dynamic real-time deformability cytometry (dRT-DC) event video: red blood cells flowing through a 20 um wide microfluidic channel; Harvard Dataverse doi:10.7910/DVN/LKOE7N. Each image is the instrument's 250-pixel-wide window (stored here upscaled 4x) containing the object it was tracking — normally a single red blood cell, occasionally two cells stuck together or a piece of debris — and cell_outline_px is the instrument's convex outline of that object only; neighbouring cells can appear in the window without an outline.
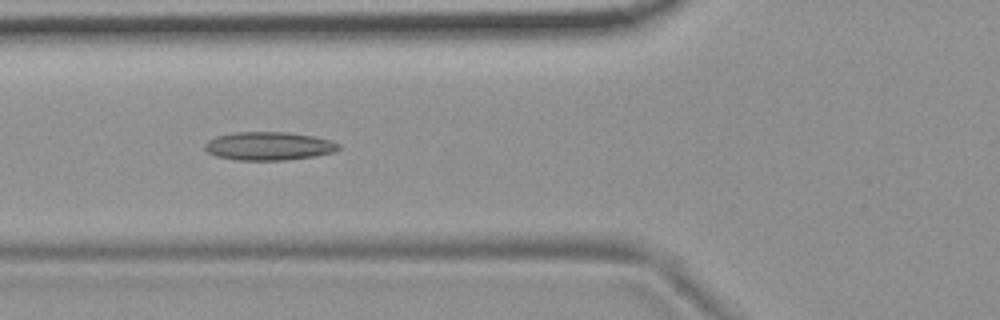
{"species": "common noctule bat (a hibernating species)", "species_latin": "Nyctalus noctula", "temperature_condition": "room temperature", "stored_images_in_passage": 42, "camera_frame_rate_fps": 3000, "um_per_image_px": 0.085, "animal": {"sex": "female", "body_mass_g": 19.9}, "frame": {"image": 1, "passage_image": 11, "time_ms": 3.333, "image_size_px": [1000, 320], "cell_outline_px": [[340, 148], [336, 152], [312, 156], [284, 160], [236, 160], [216, 156], [208, 152], [204, 148], [204, 144], [208, 140], [216, 136], [232, 132], [288, 132], [312, 136], [332, 140], [340, 144]], "centroid_in_image_um": [22.84, 12.41], "position_along_channel_um": 103.0, "area_um2": 22.2}}
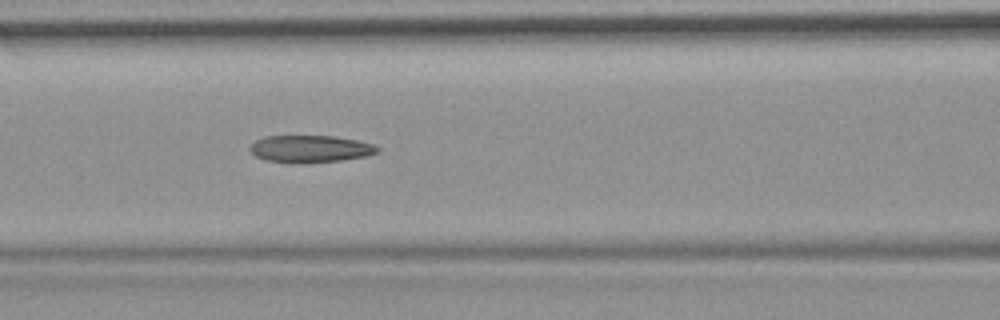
{"frame": {"image": 2, "passage_image": 14, "time_ms": 4.333, "image_size_px": [1000, 320], "cell_outline_px": [[380, 152], [368, 156], [340, 160], [300, 164], [296, 164], [268, 160], [256, 156], [248, 148], [256, 140], [264, 136], [332, 136], [356, 140], [372, 144], [380, 148]], "centroid_in_image_um": [26.39, 12.66], "position_along_channel_um": 140.2, "area_um2": 20.23}}
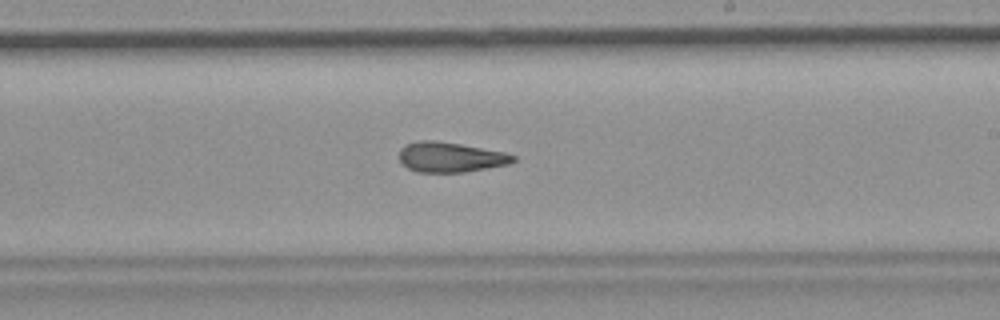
{"frame": {"image": 3, "passage_image": 23, "time_ms": 7.333, "image_size_px": [1000, 320], "cell_outline_px": [[516, 160], [508, 164], [464, 172], [416, 172], [400, 164], [400, 148], [404, 144], [420, 140], [432, 140], [460, 144], [504, 152], [516, 156]], "centroid_in_image_um": [38.24, 13.36], "position_along_channel_um": 250.8, "area_um2": 19.94}, "authors_computed_cell_mechanics": {"area_um2": 20.519, "velocity_mm_per_s": 3.7085, "shape_relaxation_time_tau1_ms": 11.2142, "shape_relaxation_time_tau2_ms": 3.9433, "deformation_change_tau1": 0.2507, "deformation_change_tau2": 0.1404}}